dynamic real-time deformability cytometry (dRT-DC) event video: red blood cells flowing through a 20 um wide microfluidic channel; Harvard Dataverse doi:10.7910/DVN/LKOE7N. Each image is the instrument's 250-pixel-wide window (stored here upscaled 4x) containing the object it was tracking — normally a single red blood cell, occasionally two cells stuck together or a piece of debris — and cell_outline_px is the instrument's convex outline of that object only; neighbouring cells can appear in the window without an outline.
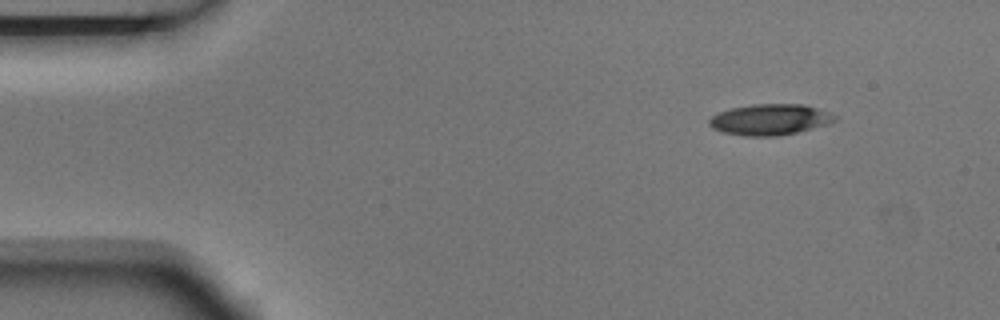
{"species": "Egyptian fruit bat (a non-hibernating species)", "species_latin": "Rousettus aegyptiacus", "temperature_condition": "room temperature", "stored_images_in_passage": 9, "camera_frame_rate_fps": 3000, "um_per_image_px": 0.085, "animal": {"sex": "male"}, "frame": {"image": 1, "passage_image": 1, "time_ms": 0.0, "image_size_px": [1000, 320], "cell_outline_px": [[836, 120], [828, 124], [780, 136], [744, 136], [724, 132], [712, 128], [708, 124], [708, 120], [712, 116], [720, 112], [732, 108], [752, 104], [804, 104], [828, 112], [836, 116]], "centroid_in_image_um": [65.43, 10.16], "position_along_channel_um": 19.6, "area_um2": 22.54}}
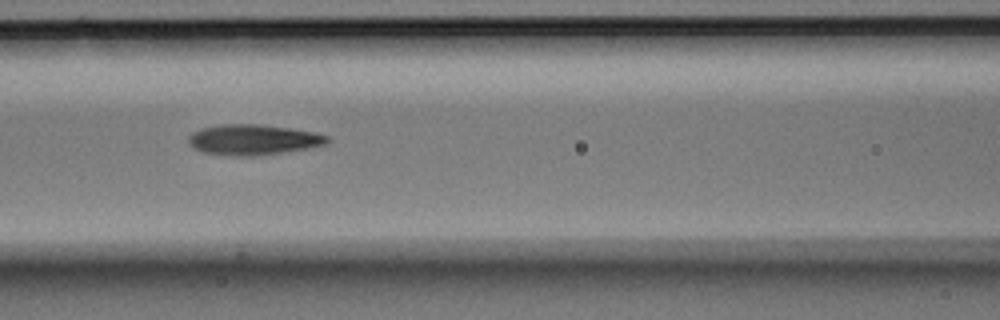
{"frame": {"image": 2, "passage_image": 6, "time_ms": 1.667, "image_size_px": [1000, 320], "cell_outline_px": [[332, 140], [324, 144], [308, 148], [252, 156], [236, 156], [204, 152], [192, 148], [188, 144], [188, 136], [192, 132], [200, 128], [220, 124], [256, 124], [292, 128], [316, 132], [328, 136]], "centroid_in_image_um": [21.49, 11.86], "position_along_channel_um": 145.1, "area_um2": 24.68}}
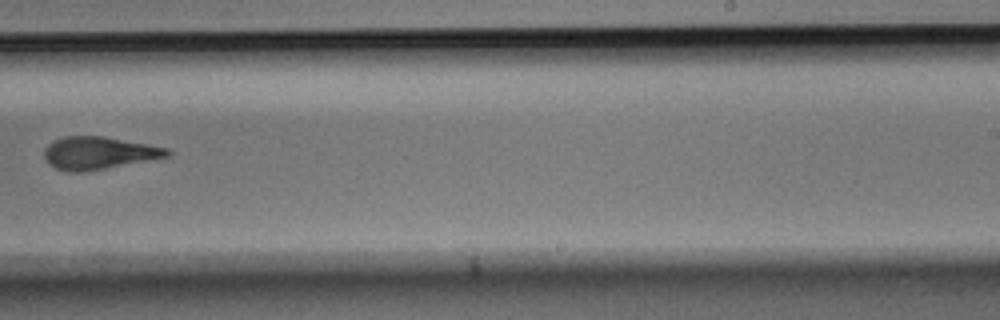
{"frame": {"image": 3, "passage_image": 9, "time_ms": 2.667, "image_size_px": [1000, 320], "cell_outline_px": [[172, 152], [168, 156], [148, 160], [104, 168], [80, 172], [68, 172], [56, 168], [48, 164], [44, 156], [44, 148], [52, 140], [64, 136], [104, 136], [148, 144], [168, 148]], "centroid_in_image_um": [8.34, 12.99], "position_along_channel_um": 280.7, "area_um2": 23.24}}